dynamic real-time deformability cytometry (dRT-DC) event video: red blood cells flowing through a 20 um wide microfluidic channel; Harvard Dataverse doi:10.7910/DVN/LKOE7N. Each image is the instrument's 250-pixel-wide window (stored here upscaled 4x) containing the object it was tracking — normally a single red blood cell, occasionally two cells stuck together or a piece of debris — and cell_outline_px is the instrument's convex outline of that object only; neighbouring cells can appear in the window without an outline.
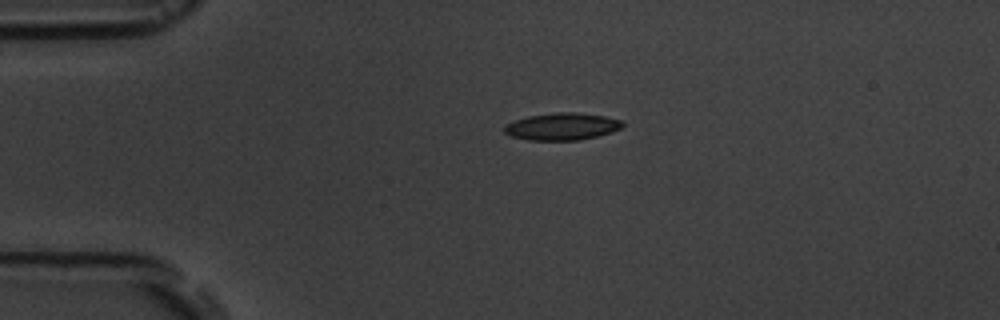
{"species": "common noctule bat (a hibernating species)", "species_latin": "Nyctalus noctula", "temperature_condition": "room temperature", "stored_images_in_passage": 5, "camera_frame_rate_fps": 3000, "um_per_image_px": 0.085, "animal": {"sex": "male", "body_mass_g": 19.5, "forearm_length_mm": 54.6}, "frame": {"image": 1, "passage_image": 1, "time_ms": 0.0, "image_size_px": [1000, 320], "cell_outline_px": [[624, 124], [620, 128], [612, 132], [580, 140], [528, 140], [512, 136], [504, 132], [504, 128], [508, 124], [516, 120], [528, 116], [556, 112], [576, 112], [604, 116], [620, 120]], "centroid_in_image_um": [47.78, 10.75], "position_along_channel_um": 37.2, "area_um2": 18.5}}
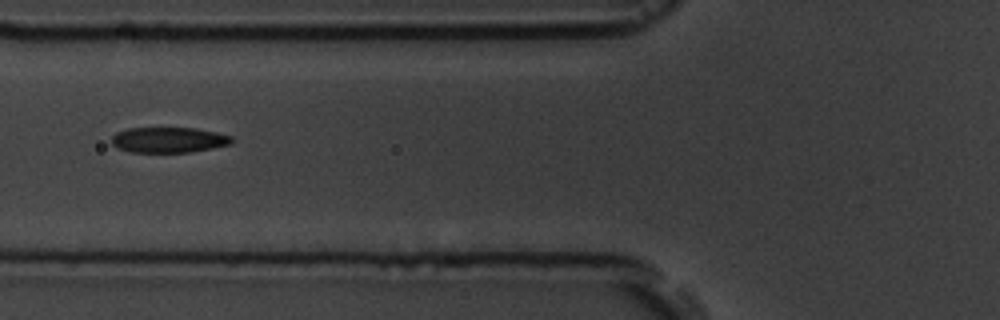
{"frame": {"image": 2, "passage_image": 3, "time_ms": 3.0, "image_size_px": [1000, 320], "cell_outline_px": [[236, 140], [232, 144], [192, 152], [132, 152], [116, 148], [112, 144], [112, 136], [116, 132], [128, 128], [196, 128], [216, 132], [232, 136]], "centroid_in_image_um": [14.37, 11.89], "position_along_channel_um": 111.4, "area_um2": 18.03}}
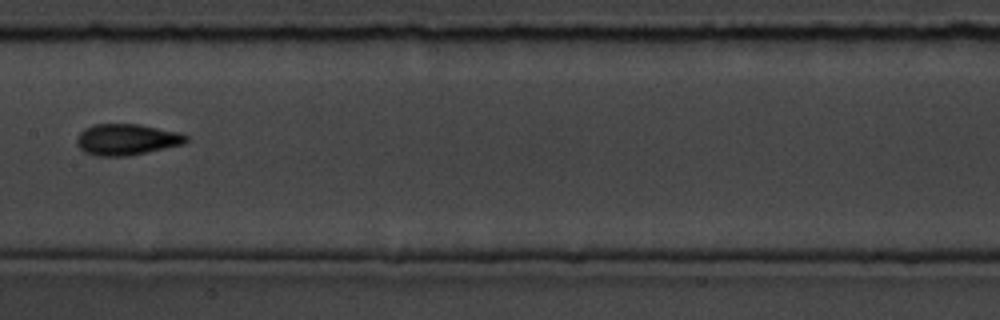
{"frame": {"image": 3, "passage_image": 5, "time_ms": 5.333, "image_size_px": [1000, 320], "cell_outline_px": [[188, 140], [184, 144], [128, 156], [96, 156], [84, 152], [76, 144], [76, 136], [84, 128], [92, 124], [140, 124], [180, 132], [188, 136]], "centroid_in_image_um": [10.75, 11.85], "position_along_channel_um": 196.7, "area_um2": 20.11}}